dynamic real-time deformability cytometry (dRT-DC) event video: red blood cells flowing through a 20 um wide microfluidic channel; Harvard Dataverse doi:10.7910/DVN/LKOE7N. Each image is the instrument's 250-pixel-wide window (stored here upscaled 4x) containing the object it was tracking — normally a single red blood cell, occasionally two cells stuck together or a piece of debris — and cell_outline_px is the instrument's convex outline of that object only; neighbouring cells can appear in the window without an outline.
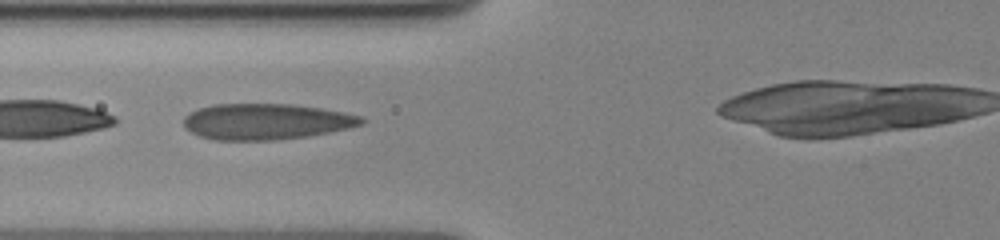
{"species": "human", "species_latin": "Homo sapiens", "temperature_condition": "cold", "stored_images_in_passage": 37, "camera_frame_rate_fps": 3000, "um_per_image_px": 0.085, "donor": {"sex": "female"}, "frame": {"image": 1, "passage_image": 7, "time_ms": 2.0, "image_size_px": [1000, 240], "cell_outline_px": [[364, 124], [348, 128], [308, 136], [272, 140], [216, 140], [200, 136], [184, 128], [184, 116], [188, 112], [196, 108], [212, 104], [292, 104], [320, 108], [360, 116], [364, 120]], "centroid_in_image_um": [22.55, 10.33], "position_along_channel_um": 103.3, "area_um2": 37.22}}
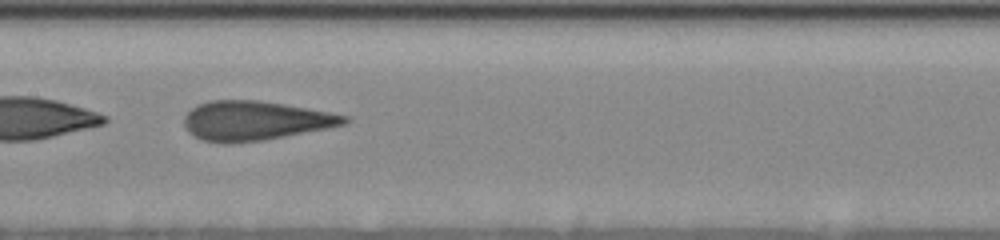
{"frame": {"image": 2, "passage_image": 14, "time_ms": 4.333, "image_size_px": [1000, 240], "cell_outline_px": [[348, 120], [344, 124], [284, 136], [260, 140], [228, 144], [224, 144], [200, 140], [192, 136], [188, 132], [184, 124], [184, 116], [192, 108], [200, 104], [212, 100], [256, 100], [328, 112], [348, 116]], "centroid_in_image_um": [21.57, 10.27], "position_along_channel_um": 185.8, "area_um2": 36.13}}
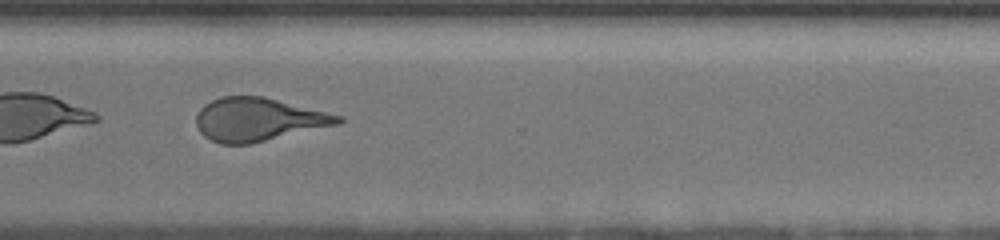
{"frame": {"image": 3, "passage_image": 28, "time_ms": 9.0, "image_size_px": [1000, 240], "cell_outline_px": [[344, 120], [340, 124], [252, 144], [220, 144], [204, 136], [200, 132], [196, 124], [196, 116], [200, 108], [204, 104], [220, 96], [264, 96], [344, 116]], "centroid_in_image_um": [21.97, 10.16], "position_along_channel_um": 348.6, "area_um2": 36.13}}